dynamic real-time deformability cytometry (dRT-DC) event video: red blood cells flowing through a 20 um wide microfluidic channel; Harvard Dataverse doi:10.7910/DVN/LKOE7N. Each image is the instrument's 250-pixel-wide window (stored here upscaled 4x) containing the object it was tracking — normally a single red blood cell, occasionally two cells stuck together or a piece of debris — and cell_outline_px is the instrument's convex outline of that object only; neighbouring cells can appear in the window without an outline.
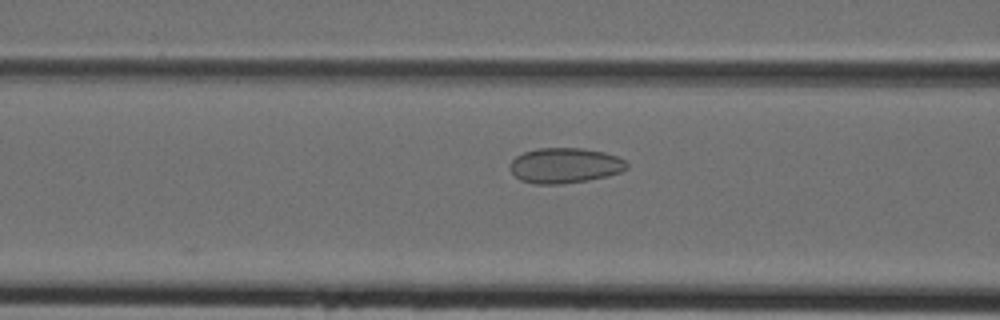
{"species": "Egyptian fruit bat (a non-hibernating species)", "species_latin": "Rousettus aegyptiacus", "temperature_condition": "cold", "stored_images_in_passage": 20, "camera_frame_rate_fps": 3000, "um_per_image_px": 0.085, "animal": {"sex": "female"}, "frame": {"image": 1, "passage_image": 7, "time_ms": 2.0, "image_size_px": [1000, 320], "cell_outline_px": [[628, 168], [620, 172], [588, 180], [560, 184], [532, 184], [520, 180], [512, 172], [508, 164], [516, 156], [524, 152], [536, 148], [580, 148], [604, 152], [616, 156], [624, 160], [628, 164]], "centroid_in_image_um": [47.98, 14.06], "position_along_channel_um": 118.6, "area_um2": 23.99}}
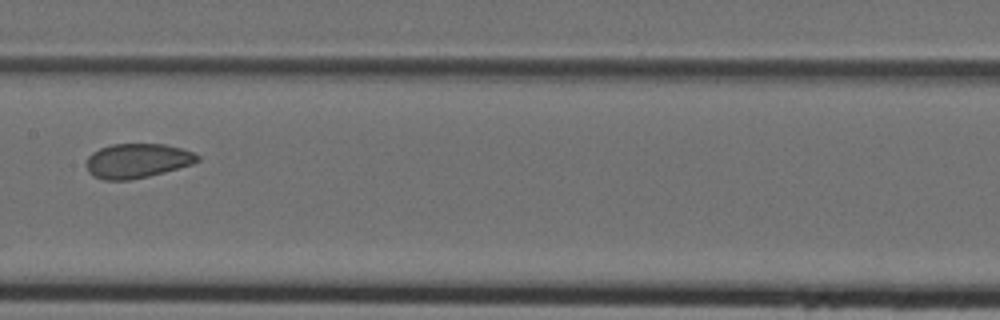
{"frame": {"image": 2, "passage_image": 12, "time_ms": 3.667, "image_size_px": [1000, 320], "cell_outline_px": [[200, 160], [192, 164], [164, 172], [148, 176], [128, 180], [104, 180], [92, 176], [88, 172], [88, 156], [92, 152], [100, 148], [112, 144], [164, 144], [180, 148], [192, 152], [200, 156]], "centroid_in_image_um": [11.66, 13.66], "position_along_channel_um": 195.7, "area_um2": 22.2}}
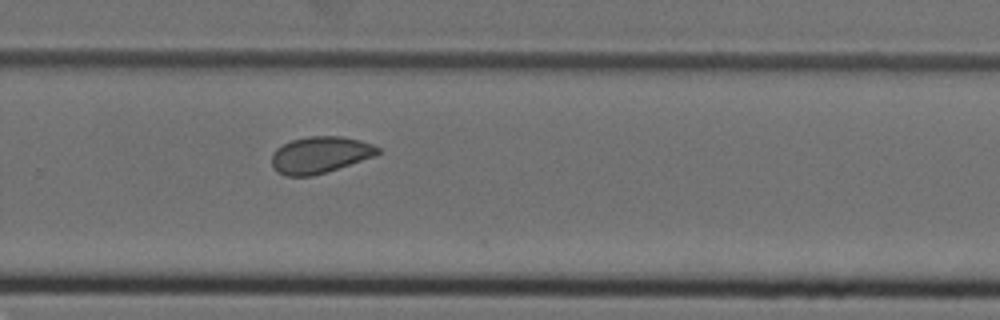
{"frame": {"image": 3, "passage_image": 19, "time_ms": 6.0, "image_size_px": [1000, 320], "cell_outline_px": [[380, 152], [376, 156], [312, 176], [284, 176], [276, 172], [272, 168], [272, 152], [276, 148], [292, 140], [308, 136], [340, 136], [360, 140], [372, 144], [380, 148]], "centroid_in_image_um": [27.18, 13.16], "position_along_channel_um": 302.6, "area_um2": 22.72}}